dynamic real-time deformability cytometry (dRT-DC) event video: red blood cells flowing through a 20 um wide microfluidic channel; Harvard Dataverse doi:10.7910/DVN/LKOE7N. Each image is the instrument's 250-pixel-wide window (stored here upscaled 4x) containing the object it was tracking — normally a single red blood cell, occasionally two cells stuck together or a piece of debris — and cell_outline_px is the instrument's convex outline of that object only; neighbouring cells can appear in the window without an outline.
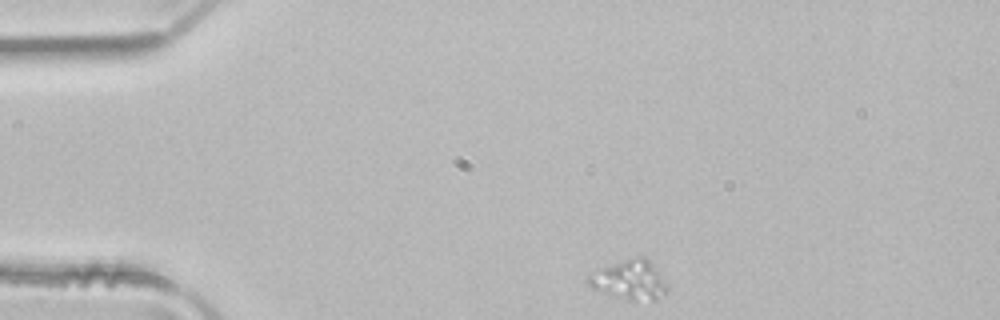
{"species": "common noctule bat (a hibernating species)", "species_latin": "Nyctalus noctula", "temperature_condition": "room temperature", "stored_images_in_passage": 4, "camera_frame_rate_fps": 3000, "um_per_image_px": 0.085, "animal": {"sex": "male", "body_mass_g": 21.5, "forearm_length_mm": 52.0}, "frame": {"image": 1, "passage_image": 1, "time_ms": 0.0, "image_size_px": [1000, 320], "cell_outline_px": [[668, 292], [656, 300], [628, 300], [612, 296], [592, 288], [584, 280], [588, 276], [600, 268], [636, 256], [644, 256], [648, 260], [668, 284]], "centroid_in_image_um": [53.52, 23.82], "position_along_channel_um": 31.5, "area_um2": 18.09}}
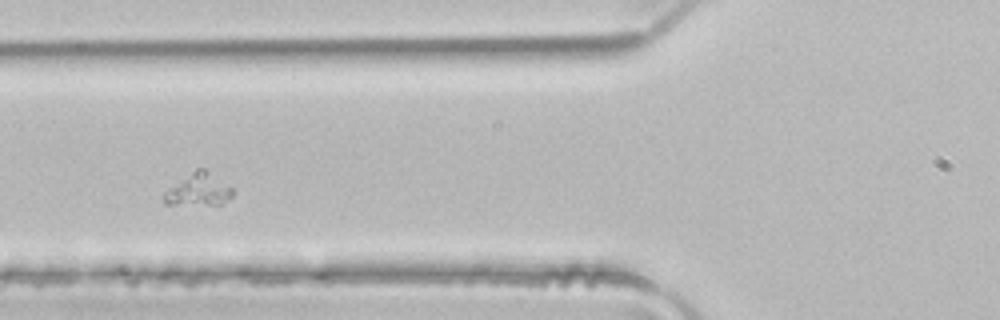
{"frame": {"image": 2, "passage_image": 3, "time_ms": 0.667, "image_size_px": [1000, 320], "cell_outline_px": [[232, 196], [220, 204], [164, 204], [160, 196], [164, 192], [196, 168], [204, 168], [232, 188]], "centroid_in_image_um": [16.82, 16.13], "position_along_channel_um": 109.0, "area_um2": 12.72}}
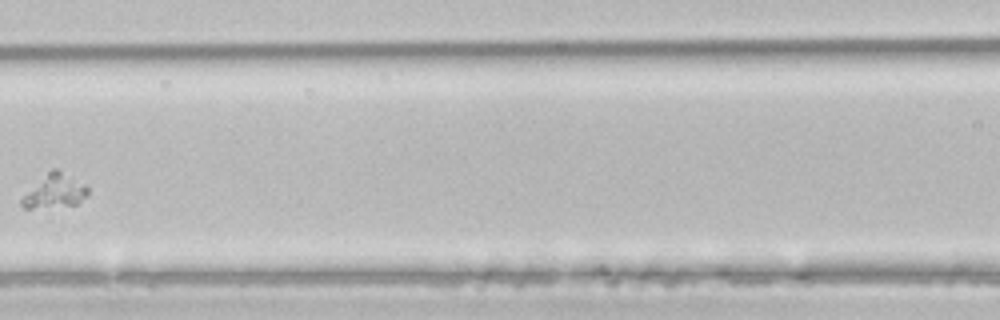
{"frame": {"image": 3, "passage_image": 4, "time_ms": 1.0, "image_size_px": [1000, 320], "cell_outline_px": [[88, 196], [76, 204], [32, 208], [24, 208], [20, 204], [20, 200], [52, 168], [56, 168], [84, 184], [88, 188]], "centroid_in_image_um": [4.68, 16.25], "position_along_channel_um": 161.9, "area_um2": 12.43}}